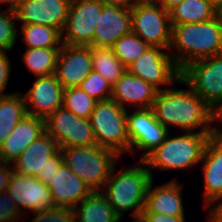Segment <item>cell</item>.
<instances>
[{
	"mask_svg": "<svg viewBox=\"0 0 222 222\" xmlns=\"http://www.w3.org/2000/svg\"><path fill=\"white\" fill-rule=\"evenodd\" d=\"M180 83L188 88L157 92L152 106L155 118L168 130L173 126L182 132L213 133L214 111L182 79Z\"/></svg>",
	"mask_w": 222,
	"mask_h": 222,
	"instance_id": "cell-1",
	"label": "cell"
},
{
	"mask_svg": "<svg viewBox=\"0 0 222 222\" xmlns=\"http://www.w3.org/2000/svg\"><path fill=\"white\" fill-rule=\"evenodd\" d=\"M169 50L180 70L188 64L222 53V27L214 17L207 22L171 25Z\"/></svg>",
	"mask_w": 222,
	"mask_h": 222,
	"instance_id": "cell-2",
	"label": "cell"
},
{
	"mask_svg": "<svg viewBox=\"0 0 222 222\" xmlns=\"http://www.w3.org/2000/svg\"><path fill=\"white\" fill-rule=\"evenodd\" d=\"M114 167L106 181L107 189L103 194L114 212L122 219L124 213L130 211L133 222H137L144 209L146 192L153 179L147 164L140 159L136 167L124 166L120 171Z\"/></svg>",
	"mask_w": 222,
	"mask_h": 222,
	"instance_id": "cell-3",
	"label": "cell"
},
{
	"mask_svg": "<svg viewBox=\"0 0 222 222\" xmlns=\"http://www.w3.org/2000/svg\"><path fill=\"white\" fill-rule=\"evenodd\" d=\"M213 133L184 132L170 138V132L163 142L143 160L152 169H191L202 161L206 144Z\"/></svg>",
	"mask_w": 222,
	"mask_h": 222,
	"instance_id": "cell-4",
	"label": "cell"
},
{
	"mask_svg": "<svg viewBox=\"0 0 222 222\" xmlns=\"http://www.w3.org/2000/svg\"><path fill=\"white\" fill-rule=\"evenodd\" d=\"M63 163L68 166L91 191H103V186L121 157L116 151L94 145L60 148Z\"/></svg>",
	"mask_w": 222,
	"mask_h": 222,
	"instance_id": "cell-5",
	"label": "cell"
},
{
	"mask_svg": "<svg viewBox=\"0 0 222 222\" xmlns=\"http://www.w3.org/2000/svg\"><path fill=\"white\" fill-rule=\"evenodd\" d=\"M126 112L113 99H108L97 102L89 118L97 145L120 156L126 151L130 153Z\"/></svg>",
	"mask_w": 222,
	"mask_h": 222,
	"instance_id": "cell-6",
	"label": "cell"
},
{
	"mask_svg": "<svg viewBox=\"0 0 222 222\" xmlns=\"http://www.w3.org/2000/svg\"><path fill=\"white\" fill-rule=\"evenodd\" d=\"M62 164L61 150L55 138L46 131L12 163L15 172L34 176L46 185L51 183Z\"/></svg>",
	"mask_w": 222,
	"mask_h": 222,
	"instance_id": "cell-7",
	"label": "cell"
},
{
	"mask_svg": "<svg viewBox=\"0 0 222 222\" xmlns=\"http://www.w3.org/2000/svg\"><path fill=\"white\" fill-rule=\"evenodd\" d=\"M181 79L213 111L222 105V53L188 64Z\"/></svg>",
	"mask_w": 222,
	"mask_h": 222,
	"instance_id": "cell-8",
	"label": "cell"
},
{
	"mask_svg": "<svg viewBox=\"0 0 222 222\" xmlns=\"http://www.w3.org/2000/svg\"><path fill=\"white\" fill-rule=\"evenodd\" d=\"M168 49L149 46L126 70L155 87L158 91L179 83L181 70L176 65ZM170 84V85H169ZM165 86V88H160Z\"/></svg>",
	"mask_w": 222,
	"mask_h": 222,
	"instance_id": "cell-9",
	"label": "cell"
},
{
	"mask_svg": "<svg viewBox=\"0 0 222 222\" xmlns=\"http://www.w3.org/2000/svg\"><path fill=\"white\" fill-rule=\"evenodd\" d=\"M132 32L149 46L168 49L172 26L169 12L159 3L143 1L131 9Z\"/></svg>",
	"mask_w": 222,
	"mask_h": 222,
	"instance_id": "cell-10",
	"label": "cell"
},
{
	"mask_svg": "<svg viewBox=\"0 0 222 222\" xmlns=\"http://www.w3.org/2000/svg\"><path fill=\"white\" fill-rule=\"evenodd\" d=\"M102 9L103 2L100 0H71L62 31V43L88 46L94 37Z\"/></svg>",
	"mask_w": 222,
	"mask_h": 222,
	"instance_id": "cell-11",
	"label": "cell"
},
{
	"mask_svg": "<svg viewBox=\"0 0 222 222\" xmlns=\"http://www.w3.org/2000/svg\"><path fill=\"white\" fill-rule=\"evenodd\" d=\"M44 121L45 131L55 138L59 148L97 145L90 120L77 117L64 107L58 108Z\"/></svg>",
	"mask_w": 222,
	"mask_h": 222,
	"instance_id": "cell-12",
	"label": "cell"
},
{
	"mask_svg": "<svg viewBox=\"0 0 222 222\" xmlns=\"http://www.w3.org/2000/svg\"><path fill=\"white\" fill-rule=\"evenodd\" d=\"M126 118L130 154L135 155L136 147L144 151L140 159H144L159 146L170 132L155 118L152 108L136 109L131 113L127 111Z\"/></svg>",
	"mask_w": 222,
	"mask_h": 222,
	"instance_id": "cell-13",
	"label": "cell"
},
{
	"mask_svg": "<svg viewBox=\"0 0 222 222\" xmlns=\"http://www.w3.org/2000/svg\"><path fill=\"white\" fill-rule=\"evenodd\" d=\"M92 70L91 46L62 44L54 74L64 90L79 87Z\"/></svg>",
	"mask_w": 222,
	"mask_h": 222,
	"instance_id": "cell-14",
	"label": "cell"
},
{
	"mask_svg": "<svg viewBox=\"0 0 222 222\" xmlns=\"http://www.w3.org/2000/svg\"><path fill=\"white\" fill-rule=\"evenodd\" d=\"M63 91L64 88L55 74L37 77L32 87L23 95L27 114L45 120L63 107Z\"/></svg>",
	"mask_w": 222,
	"mask_h": 222,
	"instance_id": "cell-15",
	"label": "cell"
},
{
	"mask_svg": "<svg viewBox=\"0 0 222 222\" xmlns=\"http://www.w3.org/2000/svg\"><path fill=\"white\" fill-rule=\"evenodd\" d=\"M7 191L22 213L54 208L49 186L34 176L14 172Z\"/></svg>",
	"mask_w": 222,
	"mask_h": 222,
	"instance_id": "cell-16",
	"label": "cell"
},
{
	"mask_svg": "<svg viewBox=\"0 0 222 222\" xmlns=\"http://www.w3.org/2000/svg\"><path fill=\"white\" fill-rule=\"evenodd\" d=\"M132 32L131 9L103 3L92 42L96 48H112L123 35Z\"/></svg>",
	"mask_w": 222,
	"mask_h": 222,
	"instance_id": "cell-17",
	"label": "cell"
},
{
	"mask_svg": "<svg viewBox=\"0 0 222 222\" xmlns=\"http://www.w3.org/2000/svg\"><path fill=\"white\" fill-rule=\"evenodd\" d=\"M71 0H22L15 11L22 24H43L64 29Z\"/></svg>",
	"mask_w": 222,
	"mask_h": 222,
	"instance_id": "cell-18",
	"label": "cell"
},
{
	"mask_svg": "<svg viewBox=\"0 0 222 222\" xmlns=\"http://www.w3.org/2000/svg\"><path fill=\"white\" fill-rule=\"evenodd\" d=\"M157 92L155 87L126 70L112 85L111 99L125 110L127 103L133 108L147 109L152 108Z\"/></svg>",
	"mask_w": 222,
	"mask_h": 222,
	"instance_id": "cell-19",
	"label": "cell"
},
{
	"mask_svg": "<svg viewBox=\"0 0 222 222\" xmlns=\"http://www.w3.org/2000/svg\"><path fill=\"white\" fill-rule=\"evenodd\" d=\"M48 185L54 207L74 209L92 191L64 163Z\"/></svg>",
	"mask_w": 222,
	"mask_h": 222,
	"instance_id": "cell-20",
	"label": "cell"
},
{
	"mask_svg": "<svg viewBox=\"0 0 222 222\" xmlns=\"http://www.w3.org/2000/svg\"><path fill=\"white\" fill-rule=\"evenodd\" d=\"M44 132V119L27 114L0 146V162L13 163Z\"/></svg>",
	"mask_w": 222,
	"mask_h": 222,
	"instance_id": "cell-21",
	"label": "cell"
},
{
	"mask_svg": "<svg viewBox=\"0 0 222 222\" xmlns=\"http://www.w3.org/2000/svg\"><path fill=\"white\" fill-rule=\"evenodd\" d=\"M204 177V208L222 198V139L209 138L202 157Z\"/></svg>",
	"mask_w": 222,
	"mask_h": 222,
	"instance_id": "cell-22",
	"label": "cell"
},
{
	"mask_svg": "<svg viewBox=\"0 0 222 222\" xmlns=\"http://www.w3.org/2000/svg\"><path fill=\"white\" fill-rule=\"evenodd\" d=\"M153 181L154 179L149 183L142 213L185 216L181 193L182 186L176 181V178L154 187Z\"/></svg>",
	"mask_w": 222,
	"mask_h": 222,
	"instance_id": "cell-23",
	"label": "cell"
},
{
	"mask_svg": "<svg viewBox=\"0 0 222 222\" xmlns=\"http://www.w3.org/2000/svg\"><path fill=\"white\" fill-rule=\"evenodd\" d=\"M74 211L76 222H121L102 191H92Z\"/></svg>",
	"mask_w": 222,
	"mask_h": 222,
	"instance_id": "cell-24",
	"label": "cell"
},
{
	"mask_svg": "<svg viewBox=\"0 0 222 222\" xmlns=\"http://www.w3.org/2000/svg\"><path fill=\"white\" fill-rule=\"evenodd\" d=\"M26 115V105L21 92L0 95V146Z\"/></svg>",
	"mask_w": 222,
	"mask_h": 222,
	"instance_id": "cell-25",
	"label": "cell"
},
{
	"mask_svg": "<svg viewBox=\"0 0 222 222\" xmlns=\"http://www.w3.org/2000/svg\"><path fill=\"white\" fill-rule=\"evenodd\" d=\"M216 8L209 0H183L169 11L171 25L207 22L215 17Z\"/></svg>",
	"mask_w": 222,
	"mask_h": 222,
	"instance_id": "cell-26",
	"label": "cell"
},
{
	"mask_svg": "<svg viewBox=\"0 0 222 222\" xmlns=\"http://www.w3.org/2000/svg\"><path fill=\"white\" fill-rule=\"evenodd\" d=\"M61 47L26 48L22 61L36 77L55 73Z\"/></svg>",
	"mask_w": 222,
	"mask_h": 222,
	"instance_id": "cell-27",
	"label": "cell"
},
{
	"mask_svg": "<svg viewBox=\"0 0 222 222\" xmlns=\"http://www.w3.org/2000/svg\"><path fill=\"white\" fill-rule=\"evenodd\" d=\"M20 39L26 48L62 47V32L43 24H22Z\"/></svg>",
	"mask_w": 222,
	"mask_h": 222,
	"instance_id": "cell-28",
	"label": "cell"
},
{
	"mask_svg": "<svg viewBox=\"0 0 222 222\" xmlns=\"http://www.w3.org/2000/svg\"><path fill=\"white\" fill-rule=\"evenodd\" d=\"M93 70L115 84L126 71V67L114 54L112 48L91 47Z\"/></svg>",
	"mask_w": 222,
	"mask_h": 222,
	"instance_id": "cell-29",
	"label": "cell"
},
{
	"mask_svg": "<svg viewBox=\"0 0 222 222\" xmlns=\"http://www.w3.org/2000/svg\"><path fill=\"white\" fill-rule=\"evenodd\" d=\"M149 45L135 33L130 32L118 39L112 47L120 62L127 67L142 55Z\"/></svg>",
	"mask_w": 222,
	"mask_h": 222,
	"instance_id": "cell-30",
	"label": "cell"
},
{
	"mask_svg": "<svg viewBox=\"0 0 222 222\" xmlns=\"http://www.w3.org/2000/svg\"><path fill=\"white\" fill-rule=\"evenodd\" d=\"M97 101L91 98L80 87L63 91V107L77 117L89 119Z\"/></svg>",
	"mask_w": 222,
	"mask_h": 222,
	"instance_id": "cell-31",
	"label": "cell"
},
{
	"mask_svg": "<svg viewBox=\"0 0 222 222\" xmlns=\"http://www.w3.org/2000/svg\"><path fill=\"white\" fill-rule=\"evenodd\" d=\"M79 87L97 102L111 99L112 96V84L94 70L80 83Z\"/></svg>",
	"mask_w": 222,
	"mask_h": 222,
	"instance_id": "cell-32",
	"label": "cell"
},
{
	"mask_svg": "<svg viewBox=\"0 0 222 222\" xmlns=\"http://www.w3.org/2000/svg\"><path fill=\"white\" fill-rule=\"evenodd\" d=\"M15 21L17 16L14 11L6 9L0 10V50L10 51L14 48L18 38V29Z\"/></svg>",
	"mask_w": 222,
	"mask_h": 222,
	"instance_id": "cell-33",
	"label": "cell"
},
{
	"mask_svg": "<svg viewBox=\"0 0 222 222\" xmlns=\"http://www.w3.org/2000/svg\"><path fill=\"white\" fill-rule=\"evenodd\" d=\"M31 222H76L74 209L58 208L44 209L33 212Z\"/></svg>",
	"mask_w": 222,
	"mask_h": 222,
	"instance_id": "cell-34",
	"label": "cell"
},
{
	"mask_svg": "<svg viewBox=\"0 0 222 222\" xmlns=\"http://www.w3.org/2000/svg\"><path fill=\"white\" fill-rule=\"evenodd\" d=\"M23 215L8 191L0 193V222H17Z\"/></svg>",
	"mask_w": 222,
	"mask_h": 222,
	"instance_id": "cell-35",
	"label": "cell"
},
{
	"mask_svg": "<svg viewBox=\"0 0 222 222\" xmlns=\"http://www.w3.org/2000/svg\"><path fill=\"white\" fill-rule=\"evenodd\" d=\"M9 57L7 56L6 51L0 50V94L4 93L6 90V85L10 78L11 67Z\"/></svg>",
	"mask_w": 222,
	"mask_h": 222,
	"instance_id": "cell-36",
	"label": "cell"
},
{
	"mask_svg": "<svg viewBox=\"0 0 222 222\" xmlns=\"http://www.w3.org/2000/svg\"><path fill=\"white\" fill-rule=\"evenodd\" d=\"M137 222H186L185 216H170L159 213H142Z\"/></svg>",
	"mask_w": 222,
	"mask_h": 222,
	"instance_id": "cell-37",
	"label": "cell"
},
{
	"mask_svg": "<svg viewBox=\"0 0 222 222\" xmlns=\"http://www.w3.org/2000/svg\"><path fill=\"white\" fill-rule=\"evenodd\" d=\"M14 172L13 165L10 166V163L0 162V193L7 191Z\"/></svg>",
	"mask_w": 222,
	"mask_h": 222,
	"instance_id": "cell-38",
	"label": "cell"
},
{
	"mask_svg": "<svg viewBox=\"0 0 222 222\" xmlns=\"http://www.w3.org/2000/svg\"><path fill=\"white\" fill-rule=\"evenodd\" d=\"M212 205L213 207H211ZM206 209H210L208 222H222V200L217 205L216 202H212Z\"/></svg>",
	"mask_w": 222,
	"mask_h": 222,
	"instance_id": "cell-39",
	"label": "cell"
},
{
	"mask_svg": "<svg viewBox=\"0 0 222 222\" xmlns=\"http://www.w3.org/2000/svg\"><path fill=\"white\" fill-rule=\"evenodd\" d=\"M103 3L113 4L119 7H124L127 9L134 8L137 4L145 1V0H100Z\"/></svg>",
	"mask_w": 222,
	"mask_h": 222,
	"instance_id": "cell-40",
	"label": "cell"
},
{
	"mask_svg": "<svg viewBox=\"0 0 222 222\" xmlns=\"http://www.w3.org/2000/svg\"><path fill=\"white\" fill-rule=\"evenodd\" d=\"M213 122L214 124L217 122L221 123L222 122V105H220L215 111L213 115ZM220 126H214L213 128V135L222 139V128H219Z\"/></svg>",
	"mask_w": 222,
	"mask_h": 222,
	"instance_id": "cell-41",
	"label": "cell"
},
{
	"mask_svg": "<svg viewBox=\"0 0 222 222\" xmlns=\"http://www.w3.org/2000/svg\"><path fill=\"white\" fill-rule=\"evenodd\" d=\"M183 0H160L158 3L166 10L170 11L176 5L180 4Z\"/></svg>",
	"mask_w": 222,
	"mask_h": 222,
	"instance_id": "cell-42",
	"label": "cell"
},
{
	"mask_svg": "<svg viewBox=\"0 0 222 222\" xmlns=\"http://www.w3.org/2000/svg\"><path fill=\"white\" fill-rule=\"evenodd\" d=\"M22 0H0L1 3H8V7L7 9L11 10V11H16L20 5Z\"/></svg>",
	"mask_w": 222,
	"mask_h": 222,
	"instance_id": "cell-43",
	"label": "cell"
},
{
	"mask_svg": "<svg viewBox=\"0 0 222 222\" xmlns=\"http://www.w3.org/2000/svg\"><path fill=\"white\" fill-rule=\"evenodd\" d=\"M215 17L219 20L222 27V4H220L215 10Z\"/></svg>",
	"mask_w": 222,
	"mask_h": 222,
	"instance_id": "cell-44",
	"label": "cell"
},
{
	"mask_svg": "<svg viewBox=\"0 0 222 222\" xmlns=\"http://www.w3.org/2000/svg\"><path fill=\"white\" fill-rule=\"evenodd\" d=\"M210 3L217 8L220 4H222V0H209Z\"/></svg>",
	"mask_w": 222,
	"mask_h": 222,
	"instance_id": "cell-45",
	"label": "cell"
},
{
	"mask_svg": "<svg viewBox=\"0 0 222 222\" xmlns=\"http://www.w3.org/2000/svg\"><path fill=\"white\" fill-rule=\"evenodd\" d=\"M146 2H155L158 3L160 0H145Z\"/></svg>",
	"mask_w": 222,
	"mask_h": 222,
	"instance_id": "cell-46",
	"label": "cell"
}]
</instances>
